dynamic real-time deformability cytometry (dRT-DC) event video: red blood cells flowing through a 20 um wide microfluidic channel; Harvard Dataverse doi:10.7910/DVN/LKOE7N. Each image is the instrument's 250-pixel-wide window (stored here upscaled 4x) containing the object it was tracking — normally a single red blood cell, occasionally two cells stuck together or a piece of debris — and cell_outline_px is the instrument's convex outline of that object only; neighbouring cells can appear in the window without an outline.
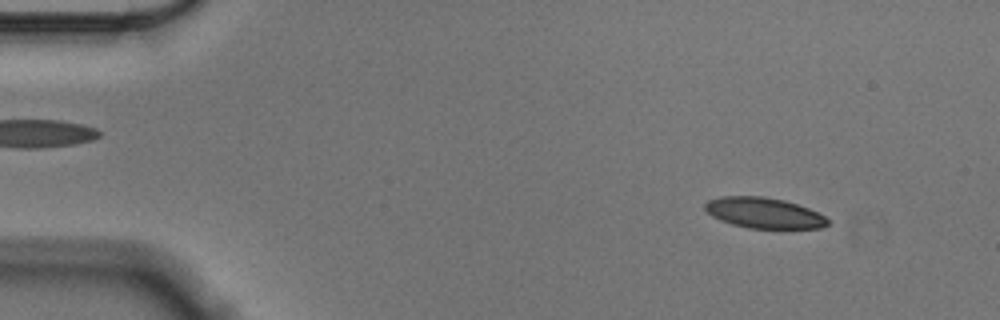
{"species": "Egyptian fruit bat (a non-hibernating species)", "species_latin": "Rousettus aegyptiacus", "temperature_condition": "cold", "stored_images_in_passage": 56, "camera_frame_rate_fps": 3000, "um_per_image_px": 0.085, "animal": {"sex": "male"}, "frame": {"image": 1, "passage_image": 6, "time_ms": 1.667, "image_size_px": [1000, 320], "cell_outline_px": [[828, 224], [820, 228], [748, 228], [732, 224], [720, 220], [712, 216], [704, 208], [704, 204], [708, 200], [720, 196], [764, 196], [784, 200], [808, 208], [824, 216], [828, 220]], "centroid_in_image_um": [64.89, 18.09], "position_along_channel_um": 20.1, "area_um2": 21.79}}
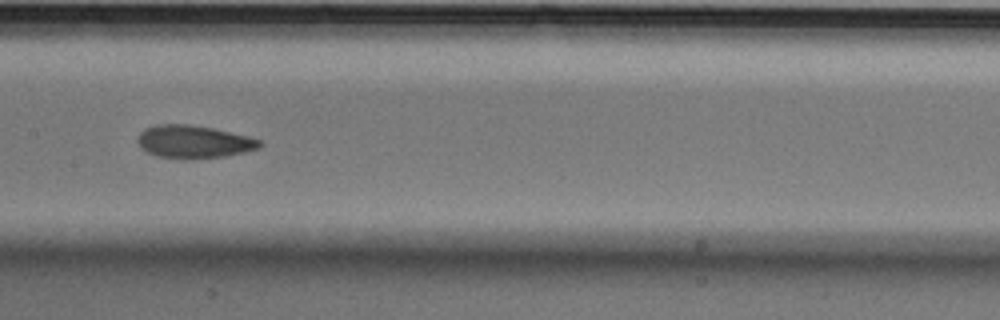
{"frame": {"image": 2, "passage_image": 28, "time_ms": 9.0, "image_size_px": [1000, 320], "cell_outline_px": [[264, 144], [260, 148], [244, 152], [224, 156], [192, 160], [180, 160], [156, 156], [140, 148], [136, 140], [136, 136], [144, 128], [156, 124], [188, 124], [212, 128], [248, 136], [260, 140]], "centroid_in_image_um": [16.42, 12.06], "position_along_channel_um": 191.0, "area_um2": 23.87}}
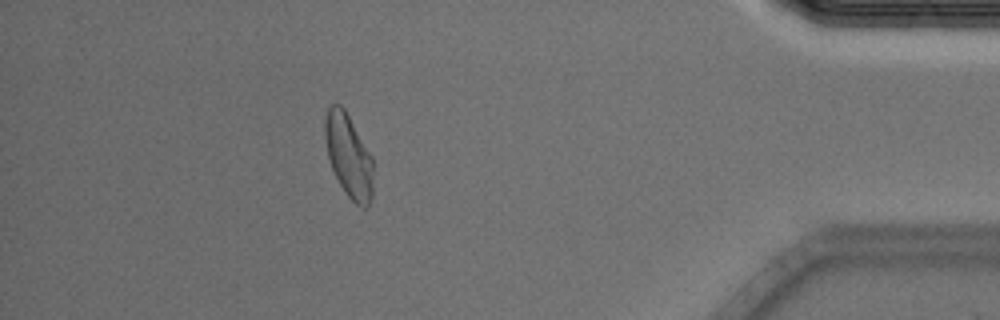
{"frame": {"image": 3, "passage_image": 50, "time_ms": 16.333, "image_size_px": [1000, 320], "cell_outline_px": [[372, 196], [368, 204], [364, 208], [356, 204], [344, 192], [332, 168], [328, 156], [324, 136], [324, 116], [328, 108], [332, 104], [340, 104], [344, 108], [372, 156]], "centroid_in_image_um": [29.61, 13.21], "position_along_channel_um": 405.6, "area_um2": 23.24}, "authors_computed_cell_mechanics": {"area_um2": 23.2645, "velocity_mm_per_s": 3.5385, "shape_relaxation_time_tau1_ms": 5.0565, "shape_relaxation_time_tau2_ms": 1.8328, "deformation_change_tau1": 0.1393, "deformation_change_tau2": 0.0661}}